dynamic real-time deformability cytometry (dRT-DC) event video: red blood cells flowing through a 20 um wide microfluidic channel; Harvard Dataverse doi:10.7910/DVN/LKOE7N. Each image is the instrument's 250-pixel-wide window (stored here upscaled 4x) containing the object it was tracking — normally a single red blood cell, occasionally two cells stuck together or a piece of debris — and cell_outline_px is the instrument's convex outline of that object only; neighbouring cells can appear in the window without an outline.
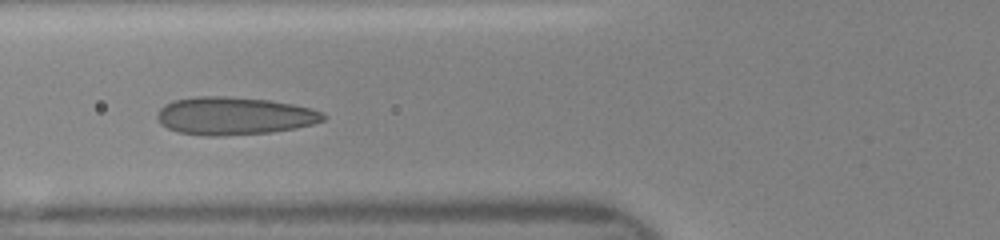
{"species": "human", "species_latin": "Homo sapiens", "temperature_condition": "room temperature", "stored_images_in_passage": 39, "camera_frame_rate_fps": 3000, "um_per_image_px": 0.085, "donor": {"sex": "female"}, "frame": {"image": 1, "passage_image": 18, "time_ms": 5.667, "image_size_px": [1000, 240], "cell_outline_px": [[328, 116], [324, 120], [312, 124], [296, 128], [272, 132], [220, 136], [204, 136], [180, 132], [168, 128], [160, 124], [156, 120], [156, 112], [164, 104], [172, 100], [196, 96], [224, 96], [268, 100], [292, 104], [324, 112]], "centroid_in_image_um": [19.87, 9.85], "position_along_channel_um": 105.9, "area_um2": 36.82}}
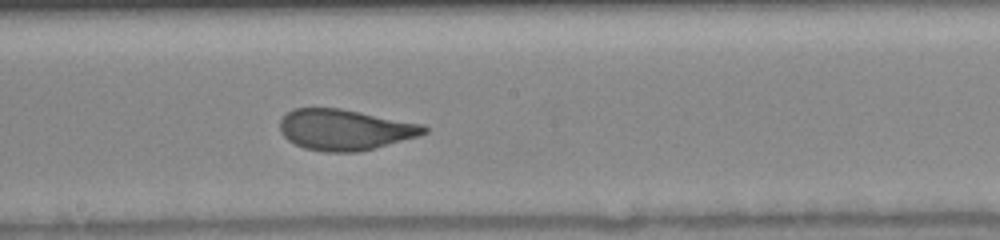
{"frame": {"image": 2, "passage_image": 26, "time_ms": 8.333, "image_size_px": [1000, 240], "cell_outline_px": [[428, 132], [420, 136], [376, 148], [360, 152], [324, 152], [304, 148], [288, 140], [280, 132], [280, 120], [292, 108], [340, 108], [424, 124], [428, 128]], "centroid_in_image_um": [29.34, 11.03], "position_along_channel_um": 218.9, "area_um2": 34.56}}
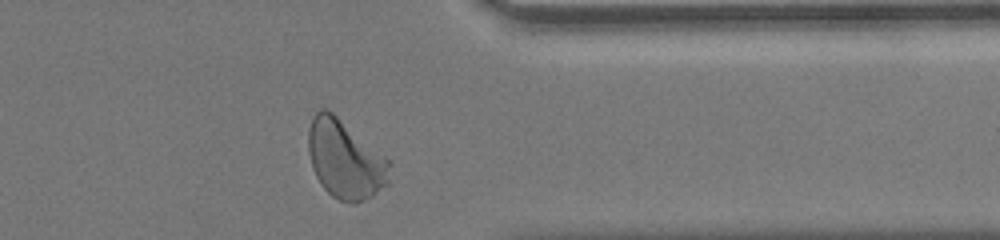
{"frame": {"image": 3, "passage_image": 38, "time_ms": 12.333, "image_size_px": [1000, 240], "cell_outline_px": [[388, 184], [372, 196], [356, 204], [352, 204], [340, 200], [332, 196], [320, 184], [312, 168], [308, 152], [308, 132], [312, 116], [320, 108], [324, 108], [332, 112], [384, 156], [388, 160]], "centroid_in_image_um": [29.29, 13.57], "position_along_channel_um": 382.1, "area_um2": 36.76}}